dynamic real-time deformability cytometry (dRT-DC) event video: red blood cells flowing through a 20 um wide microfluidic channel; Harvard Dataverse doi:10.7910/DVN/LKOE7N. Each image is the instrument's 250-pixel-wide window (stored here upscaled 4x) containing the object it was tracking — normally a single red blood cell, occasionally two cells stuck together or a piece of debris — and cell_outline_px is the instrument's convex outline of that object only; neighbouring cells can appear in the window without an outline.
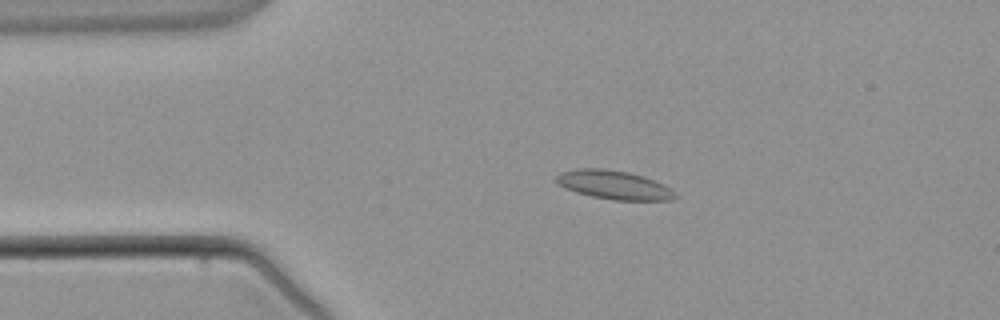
{"species": "common noctule bat (a hibernating species)", "species_latin": "Nyctalus noctula", "temperature_condition": "warm", "stored_images_in_passage": 5, "camera_frame_rate_fps": 3000, "um_per_image_px": 0.085, "animal": {"sex": "male", "body_mass_g": 21.5, "forearm_length_mm": 52.0}, "frame": {"image": 1, "passage_image": 3, "time_ms": 2.333, "image_size_px": [1000, 320], "cell_outline_px": [[680, 196], [668, 200], [612, 200], [592, 196], [576, 192], [564, 188], [556, 180], [556, 176], [560, 172], [576, 168], [604, 168], [628, 172], [644, 176], [664, 184], [672, 188]], "centroid_in_image_um": [52.22, 15.71], "position_along_channel_um": 32.8, "area_um2": 20.11}}
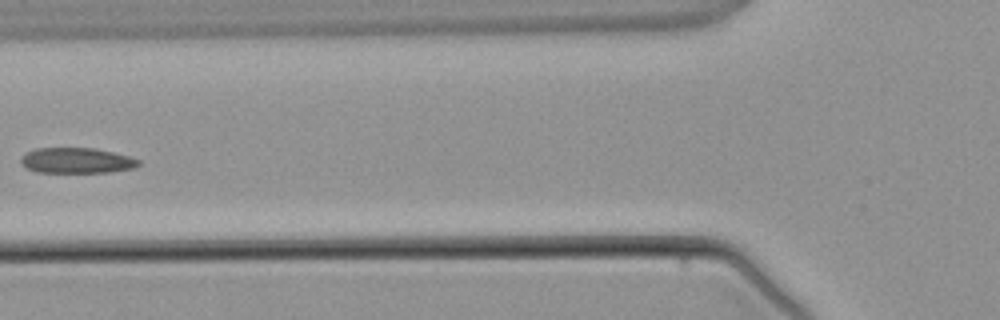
{"frame": {"image": 2, "passage_image": 5, "time_ms": 5.0, "image_size_px": [1000, 320], "cell_outline_px": [[140, 164], [136, 168], [108, 172], [36, 172], [20, 164], [20, 160], [24, 152], [32, 148], [96, 148], [128, 156], [140, 160]], "centroid_in_image_um": [6.48, 13.64], "position_along_channel_um": 119.3, "area_um2": 17.63}}